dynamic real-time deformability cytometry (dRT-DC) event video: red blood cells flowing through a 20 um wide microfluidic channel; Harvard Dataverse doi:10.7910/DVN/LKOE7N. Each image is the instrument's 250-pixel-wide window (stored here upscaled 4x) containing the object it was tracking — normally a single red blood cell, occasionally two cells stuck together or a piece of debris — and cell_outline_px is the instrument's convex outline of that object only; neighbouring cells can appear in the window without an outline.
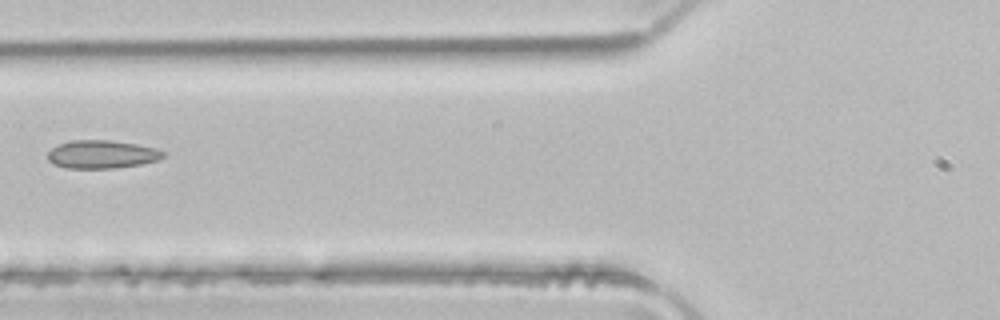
{"species": "common noctule bat (a hibernating species)", "species_latin": "Nyctalus noctula", "temperature_condition": "room temperature", "stored_images_in_passage": 7, "camera_frame_rate_fps": 3000, "um_per_image_px": 0.085, "animal": {"sex": "male", "body_mass_g": 21.5, "forearm_length_mm": 52.0}, "frame": {"image": 1, "passage_image": 6, "time_ms": 1.667, "image_size_px": [1000, 320], "cell_outline_px": [[164, 156], [160, 160], [140, 164], [112, 168], [68, 168], [52, 164], [48, 160], [48, 152], [52, 148], [60, 144], [72, 140], [112, 140], [136, 144], [156, 148], [164, 152]], "centroid_in_image_um": [8.66, 13.12], "position_along_channel_um": 117.1, "area_um2": 18.9}}
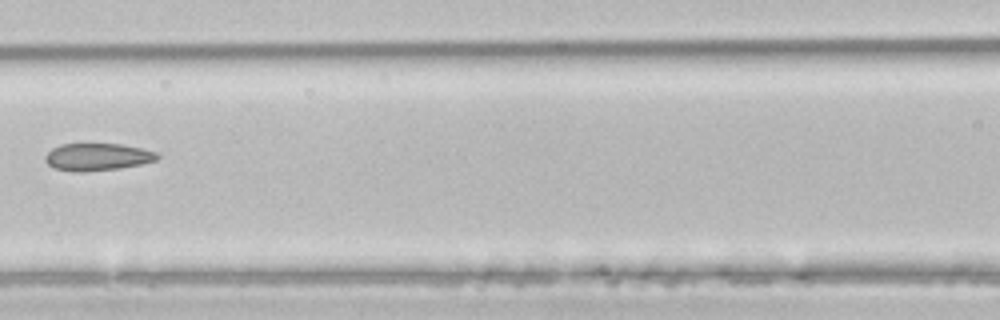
{"frame": {"image": 2, "passage_image": 7, "time_ms": 2.0, "image_size_px": [1000, 320], "cell_outline_px": [[160, 156], [156, 160], [140, 164], [120, 168], [84, 172], [72, 172], [52, 168], [48, 164], [44, 156], [52, 148], [60, 144], [120, 144], [140, 148], [156, 152]], "centroid_in_image_um": [8.24, 13.35], "position_along_channel_um": 158.4, "area_um2": 17.86}}